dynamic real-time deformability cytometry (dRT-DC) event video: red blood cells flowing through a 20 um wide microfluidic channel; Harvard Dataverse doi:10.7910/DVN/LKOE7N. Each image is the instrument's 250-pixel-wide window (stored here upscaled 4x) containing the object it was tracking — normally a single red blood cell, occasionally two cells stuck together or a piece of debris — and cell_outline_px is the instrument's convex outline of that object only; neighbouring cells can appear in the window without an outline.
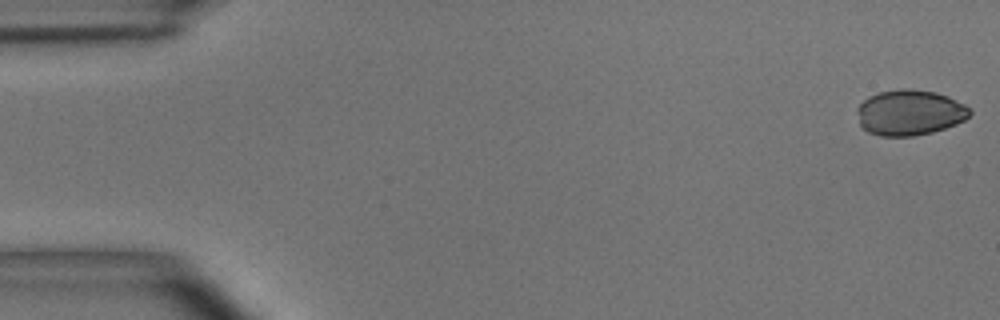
{"species": "common noctule bat (a hibernating species)", "species_latin": "Nyctalus noctula", "temperature_condition": "room temperature", "stored_images_in_passage": 54, "camera_frame_rate_fps": 3000, "um_per_image_px": 0.085, "animal": {"sex": "male", "body_mass_g": 15.6}, "frame": {"image": 1, "passage_image": 1, "time_ms": 0.0, "image_size_px": [1000, 320], "cell_outline_px": [[972, 112], [964, 120], [956, 124], [932, 132], [912, 136], [880, 136], [868, 132], [860, 124], [856, 108], [868, 96], [880, 92], [900, 88], [904, 88], [936, 92], [948, 96], [964, 104]], "centroid_in_image_um": [77.31, 9.56], "position_along_channel_um": 7.7, "area_um2": 29.82}}
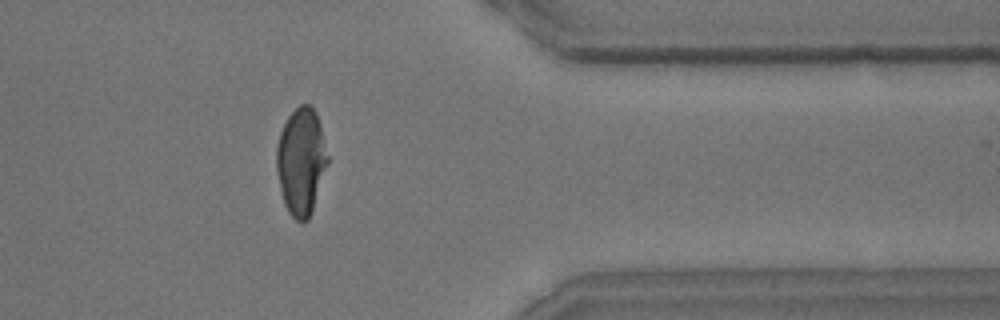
{"frame": {"image": 2, "passage_image": 44, "time_ms": 14.333, "image_size_px": [1000, 320], "cell_outline_px": [[328, 164], [312, 212], [308, 220], [304, 224], [296, 220], [288, 212], [284, 204], [276, 172], [276, 148], [280, 132], [288, 116], [300, 104], [312, 104], [316, 112], [320, 124], [328, 156]], "centroid_in_image_um": [25.6, 13.73], "position_along_channel_um": 385.8, "area_um2": 32.19}}
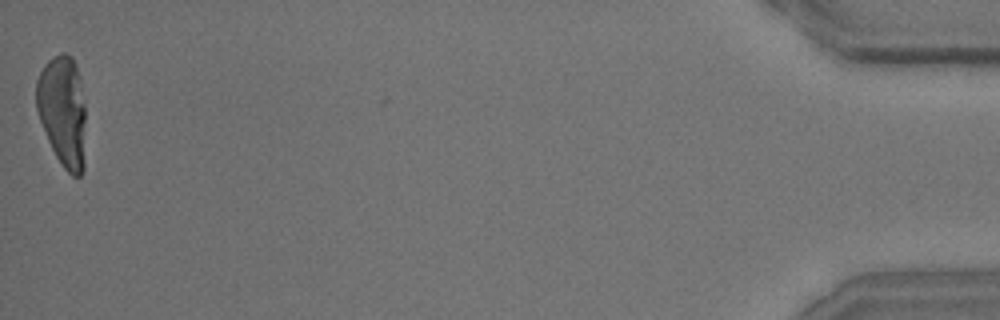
{"frame": {"image": 3, "passage_image": 54, "time_ms": 17.667, "image_size_px": [1000, 320], "cell_outline_px": [[84, 172], [80, 176], [72, 176], [64, 168], [56, 156], [48, 140], [40, 120], [36, 108], [36, 80], [44, 64], [52, 56], [60, 52], [64, 52], [72, 56], [76, 64], [84, 104]], "centroid_in_image_um": [5.32, 9.42], "position_along_channel_um": 429.9, "area_um2": 31.91}}